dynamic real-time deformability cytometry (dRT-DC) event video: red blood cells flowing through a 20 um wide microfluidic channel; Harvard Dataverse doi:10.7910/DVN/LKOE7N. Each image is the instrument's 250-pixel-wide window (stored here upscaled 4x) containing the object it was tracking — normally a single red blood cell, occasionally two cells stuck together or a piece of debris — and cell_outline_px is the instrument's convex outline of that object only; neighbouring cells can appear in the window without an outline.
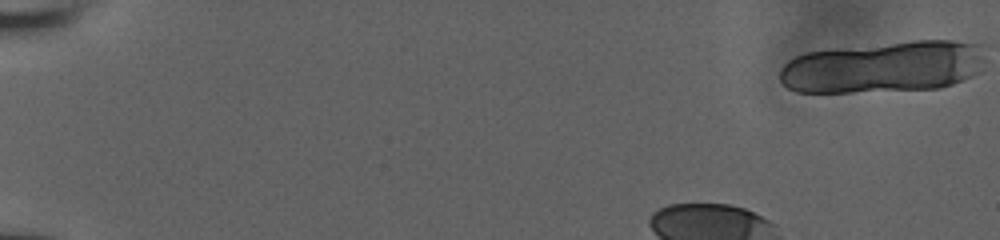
{"species": "human", "species_latin": "Homo sapiens", "temperature_condition": "room temperature", "stored_images_in_passage": 40, "camera_frame_rate_fps": 3000, "um_per_image_px": 0.085, "donor": {"sex": "male"}, "frame": {"image": 1, "passage_image": 1, "time_ms": 0.0, "image_size_px": [1000, 240], "cell_outline_px": [[980, 72], [972, 76], [952, 84], [940, 88], [852, 92], [796, 92], [788, 88], [780, 80], [780, 68], [788, 60], [796, 56], [808, 52], [916, 40], [952, 40], [980, 44]], "centroid_in_image_um": [75.06, 5.7], "position_along_channel_um": 9.9, "area_um2": 61.27}}
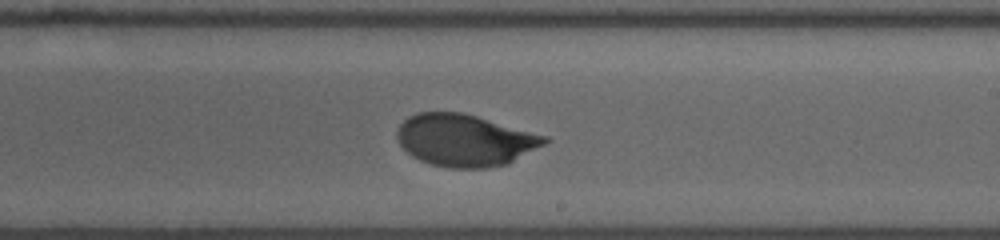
{"frame": {"image": 2, "passage_image": 28, "time_ms": 9.0, "image_size_px": [1000, 240], "cell_outline_px": [[552, 140], [508, 164], [484, 168], [452, 168], [432, 164], [420, 160], [412, 156], [400, 144], [396, 136], [396, 132], [400, 124], [408, 116], [416, 112], [460, 112], [476, 116], [548, 136]], "centroid_in_image_um": [39.52, 11.91], "position_along_channel_um": 249.5, "area_um2": 44.62}}
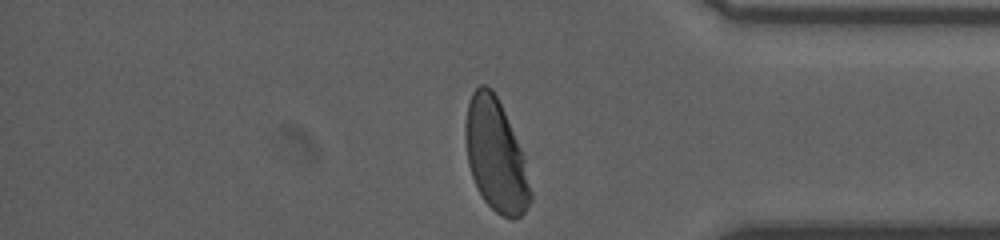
{"frame": {"image": 3, "passage_image": 40, "time_ms": 13.0, "image_size_px": [1000, 240], "cell_outline_px": [[532, 200], [524, 212], [520, 216], [512, 220], [496, 212], [484, 200], [472, 176], [468, 164], [464, 136], [464, 124], [468, 104], [472, 92], [480, 84], [484, 84], [492, 88], [504, 112], [524, 156], [532, 192]], "centroid_in_image_um": [42.13, 13.22], "position_along_channel_um": 393.1, "area_um2": 42.37}, "authors_computed_cell_mechanics": {"area_um2": 45.1707, "velocity_mm_per_s": 3.9037, "shape_relaxation_time_tau1_ms": 3.0803, "shape_relaxation_time_tau2_ms": null, "deformation_change_tau1": 0.1493, "deformation_change_tau2": null}}